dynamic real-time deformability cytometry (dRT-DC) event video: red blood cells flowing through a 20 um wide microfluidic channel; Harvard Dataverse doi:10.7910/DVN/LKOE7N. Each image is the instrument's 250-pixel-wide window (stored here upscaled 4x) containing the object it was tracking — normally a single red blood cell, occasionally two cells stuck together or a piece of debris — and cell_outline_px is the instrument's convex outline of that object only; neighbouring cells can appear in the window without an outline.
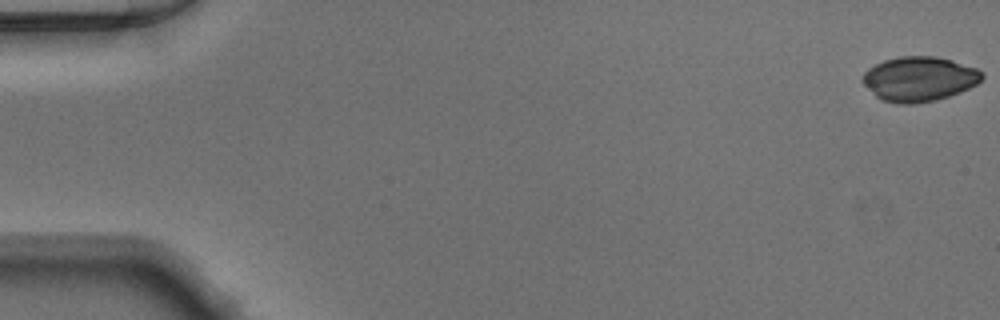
{"species": "Egyptian fruit bat (a non-hibernating species)", "species_latin": "Rousettus aegyptiacus", "temperature_condition": "warm", "stored_images_in_passage": 50, "camera_frame_rate_fps": 3000, "um_per_image_px": 0.085, "animal": {"sex": "male"}, "frame": {"image": 1, "passage_image": 1, "time_ms": 0.0, "image_size_px": [1000, 320], "cell_outline_px": [[984, 76], [976, 84], [960, 92], [936, 100], [916, 104], [896, 104], [880, 100], [860, 80], [864, 72], [868, 68], [884, 60], [900, 56], [936, 56], [952, 60], [976, 68], [984, 72]], "centroid_in_image_um": [78.11, 6.71], "position_along_channel_um": 6.9, "area_um2": 31.27}}
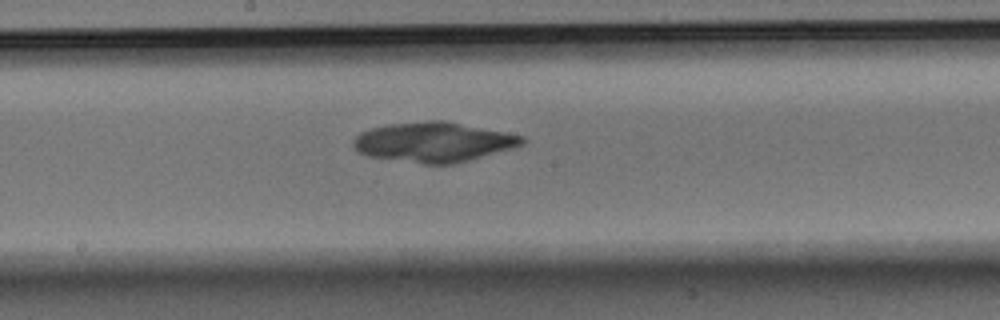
{"frame": {"image": 2, "passage_image": 27, "time_ms": 8.667, "image_size_px": [1000, 320], "cell_outline_px": [[528, 140], [524, 144], [512, 148], [468, 160], [452, 164], [420, 164], [368, 156], [360, 152], [352, 144], [352, 140], [360, 132], [372, 128], [388, 124], [428, 120], [444, 120], [524, 136]], "centroid_in_image_um": [36.85, 12.07], "position_along_channel_um": 211.4, "area_um2": 39.13}}
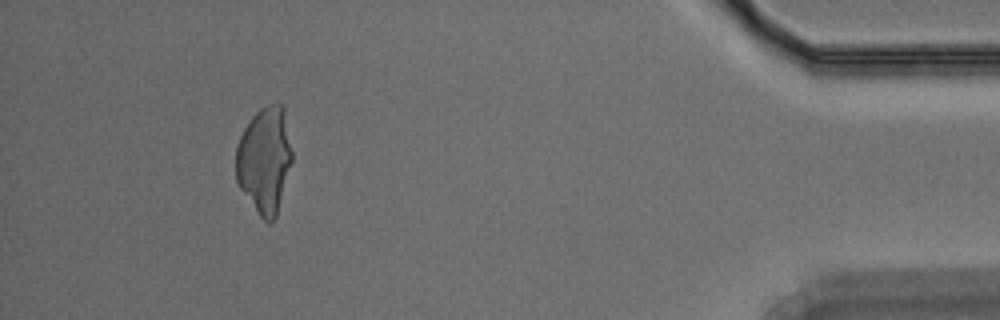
{"frame": {"image": 3, "passage_image": 46, "time_ms": 15.0, "image_size_px": [1000, 320], "cell_outline_px": [[292, 160], [276, 216], [268, 224], [260, 216], [240, 188], [236, 180], [236, 148], [240, 136], [244, 128], [252, 116], [260, 108], [268, 104], [284, 104], [292, 152]], "centroid_in_image_um": [22.49, 13.56], "position_along_channel_um": 412.7, "area_um2": 34.68}}